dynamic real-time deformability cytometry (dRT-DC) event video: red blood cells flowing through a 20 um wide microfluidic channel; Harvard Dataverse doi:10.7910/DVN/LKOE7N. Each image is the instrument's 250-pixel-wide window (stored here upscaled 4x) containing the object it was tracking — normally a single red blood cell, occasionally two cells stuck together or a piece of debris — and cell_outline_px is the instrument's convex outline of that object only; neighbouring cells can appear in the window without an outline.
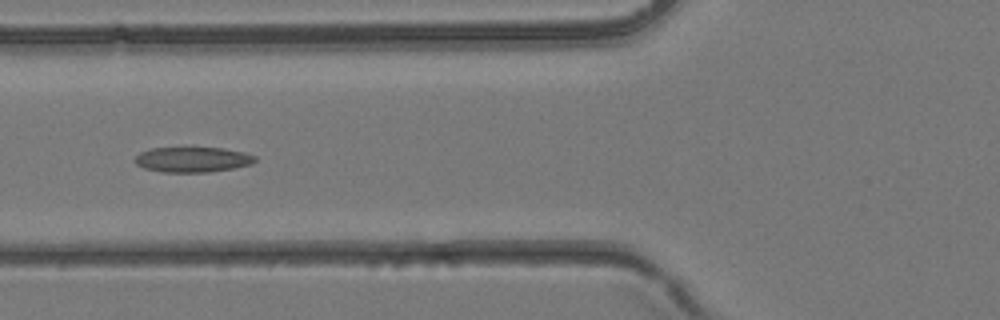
{"species": "common noctule bat (a hibernating species)", "species_latin": "Nyctalus noctula", "temperature_condition": "room temperature", "stored_images_in_passage": 4, "camera_frame_rate_fps": 3000, "um_per_image_px": 0.085, "animal": {"sex": "female", "body_mass_g": 24.6, "forearm_length_mm": 56.2}, "frame": {"image": 1, "passage_image": 4, "time_ms": 1.0, "image_size_px": [1000, 320], "cell_outline_px": [[256, 160], [252, 164], [232, 168], [208, 172], [164, 172], [144, 168], [136, 164], [136, 156], [140, 152], [152, 148], [192, 144], [224, 148], [244, 152], [256, 156]], "centroid_in_image_um": [16.37, 13.5], "position_along_channel_um": 109.4, "area_um2": 18.55}}